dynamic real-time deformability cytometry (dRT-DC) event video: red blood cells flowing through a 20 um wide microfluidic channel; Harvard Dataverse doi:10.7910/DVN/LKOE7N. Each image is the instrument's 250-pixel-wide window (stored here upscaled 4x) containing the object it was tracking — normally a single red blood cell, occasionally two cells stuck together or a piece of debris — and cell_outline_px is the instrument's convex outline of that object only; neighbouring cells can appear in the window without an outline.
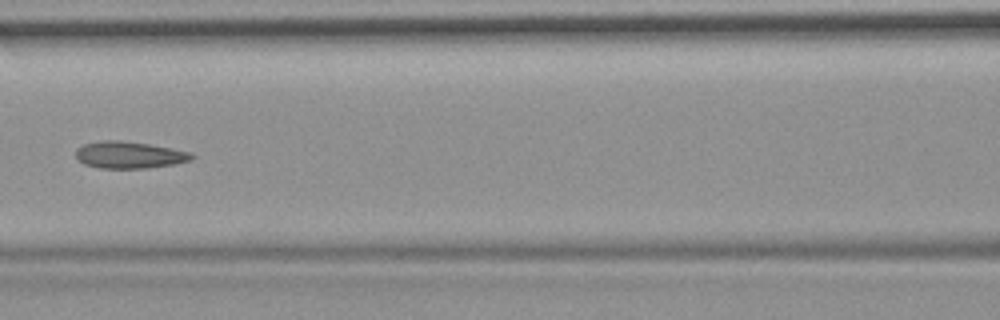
{"species": "common noctule bat (a hibernating species)", "species_latin": "Nyctalus noctula", "temperature_condition": "room temperature", "stored_images_in_passage": 9, "camera_frame_rate_fps": 3000, "um_per_image_px": 0.085, "animal": {"sex": "female", "body_mass_g": 19.9}, "frame": {"image": 1, "passage_image": 6, "time_ms": 1.667, "image_size_px": [1000, 320], "cell_outline_px": [[196, 156], [192, 160], [176, 164], [148, 168], [100, 168], [84, 164], [76, 156], [76, 148], [84, 144], [104, 140], [120, 140], [148, 144], [172, 148], [192, 152]], "centroid_in_image_um": [11.04, 13.17], "position_along_channel_um": 155.6, "area_um2": 18.26}}
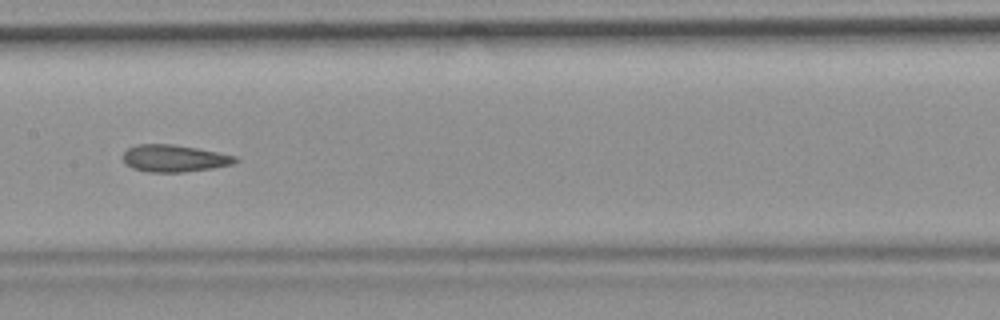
{"frame": {"image": 2, "passage_image": 7, "time_ms": 2.0, "image_size_px": [1000, 320], "cell_outline_px": [[240, 160], [232, 164], [212, 168], [184, 172], [148, 172], [132, 168], [124, 164], [124, 152], [128, 148], [136, 144], [172, 144], [196, 148], [236, 156]], "centroid_in_image_um": [14.79, 13.46], "position_along_channel_um": 192.6, "area_um2": 17.69}}
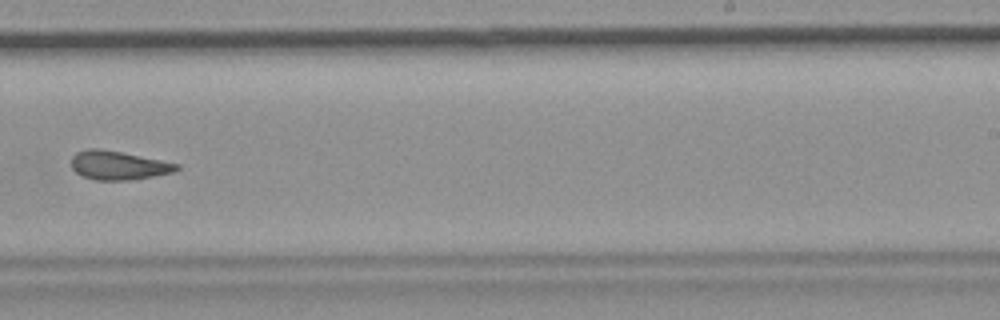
{"frame": {"image": 3, "passage_image": 9, "time_ms": 2.667, "image_size_px": [1000, 320], "cell_outline_px": [[180, 168], [176, 172], [128, 180], [96, 180], [84, 176], [76, 172], [72, 168], [72, 156], [76, 152], [88, 148], [96, 148], [120, 152], [180, 164]], "centroid_in_image_um": [10.06, 14.05], "position_along_channel_um": 278.9, "area_um2": 17.46}}